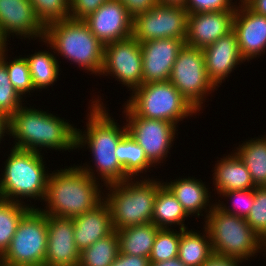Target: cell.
<instances>
[{
  "label": "cell",
  "mask_w": 266,
  "mask_h": 266,
  "mask_svg": "<svg viewBox=\"0 0 266 266\" xmlns=\"http://www.w3.org/2000/svg\"><path fill=\"white\" fill-rule=\"evenodd\" d=\"M102 184L85 173L79 164L53 170L48 177L43 201L46 206L39 209L46 215L73 219L104 201Z\"/></svg>",
  "instance_id": "3957f363"
},
{
  "label": "cell",
  "mask_w": 266,
  "mask_h": 266,
  "mask_svg": "<svg viewBox=\"0 0 266 266\" xmlns=\"http://www.w3.org/2000/svg\"><path fill=\"white\" fill-rule=\"evenodd\" d=\"M142 53L133 37L104 45L103 67L99 77L111 76L130 92L142 85Z\"/></svg>",
  "instance_id": "4fadbf2b"
},
{
  "label": "cell",
  "mask_w": 266,
  "mask_h": 266,
  "mask_svg": "<svg viewBox=\"0 0 266 266\" xmlns=\"http://www.w3.org/2000/svg\"><path fill=\"white\" fill-rule=\"evenodd\" d=\"M245 220L266 243V186L254 189V204Z\"/></svg>",
  "instance_id": "8d00e7d4"
},
{
  "label": "cell",
  "mask_w": 266,
  "mask_h": 266,
  "mask_svg": "<svg viewBox=\"0 0 266 266\" xmlns=\"http://www.w3.org/2000/svg\"><path fill=\"white\" fill-rule=\"evenodd\" d=\"M232 1L233 0H186L184 8L187 10L188 14L213 11H235L238 6V0Z\"/></svg>",
  "instance_id": "74e56055"
},
{
  "label": "cell",
  "mask_w": 266,
  "mask_h": 266,
  "mask_svg": "<svg viewBox=\"0 0 266 266\" xmlns=\"http://www.w3.org/2000/svg\"><path fill=\"white\" fill-rule=\"evenodd\" d=\"M181 230L178 259L185 266H203L213 255L208 230Z\"/></svg>",
  "instance_id": "4316f807"
},
{
  "label": "cell",
  "mask_w": 266,
  "mask_h": 266,
  "mask_svg": "<svg viewBox=\"0 0 266 266\" xmlns=\"http://www.w3.org/2000/svg\"><path fill=\"white\" fill-rule=\"evenodd\" d=\"M92 100L88 106L89 113L86 115V129H77L76 147L78 150L88 148V152L93 156L91 162L94 161V165L85 162L83 166H79L93 179L98 182L101 180L104 186L128 180L130 178L125 174L116 156L119 142L128 133L126 123L122 124L124 126L118 125L117 120L110 116V110L105 107L101 96L98 95L95 99L93 97Z\"/></svg>",
  "instance_id": "6da1fadb"
},
{
  "label": "cell",
  "mask_w": 266,
  "mask_h": 266,
  "mask_svg": "<svg viewBox=\"0 0 266 266\" xmlns=\"http://www.w3.org/2000/svg\"><path fill=\"white\" fill-rule=\"evenodd\" d=\"M162 229L156 234L154 245L149 255L150 263L167 261L178 257L181 229Z\"/></svg>",
  "instance_id": "d6a6232c"
},
{
  "label": "cell",
  "mask_w": 266,
  "mask_h": 266,
  "mask_svg": "<svg viewBox=\"0 0 266 266\" xmlns=\"http://www.w3.org/2000/svg\"><path fill=\"white\" fill-rule=\"evenodd\" d=\"M263 255H266V243H265V253ZM264 257H266V256H264Z\"/></svg>",
  "instance_id": "681fc988"
},
{
  "label": "cell",
  "mask_w": 266,
  "mask_h": 266,
  "mask_svg": "<svg viewBox=\"0 0 266 266\" xmlns=\"http://www.w3.org/2000/svg\"><path fill=\"white\" fill-rule=\"evenodd\" d=\"M111 266H150L149 258L119 253Z\"/></svg>",
  "instance_id": "60d3db41"
},
{
  "label": "cell",
  "mask_w": 266,
  "mask_h": 266,
  "mask_svg": "<svg viewBox=\"0 0 266 266\" xmlns=\"http://www.w3.org/2000/svg\"><path fill=\"white\" fill-rule=\"evenodd\" d=\"M154 178L141 180L136 177L105 186L104 202L110 211L114 230L152 222L157 190L163 183Z\"/></svg>",
  "instance_id": "277c9868"
},
{
  "label": "cell",
  "mask_w": 266,
  "mask_h": 266,
  "mask_svg": "<svg viewBox=\"0 0 266 266\" xmlns=\"http://www.w3.org/2000/svg\"><path fill=\"white\" fill-rule=\"evenodd\" d=\"M159 229L151 222L116 230L119 253L149 258Z\"/></svg>",
  "instance_id": "484cf974"
},
{
  "label": "cell",
  "mask_w": 266,
  "mask_h": 266,
  "mask_svg": "<svg viewBox=\"0 0 266 266\" xmlns=\"http://www.w3.org/2000/svg\"><path fill=\"white\" fill-rule=\"evenodd\" d=\"M8 46L0 37V54H1V51L6 47Z\"/></svg>",
  "instance_id": "7dc6e473"
},
{
  "label": "cell",
  "mask_w": 266,
  "mask_h": 266,
  "mask_svg": "<svg viewBox=\"0 0 266 266\" xmlns=\"http://www.w3.org/2000/svg\"><path fill=\"white\" fill-rule=\"evenodd\" d=\"M109 0H70V18L83 20Z\"/></svg>",
  "instance_id": "f35d334b"
},
{
  "label": "cell",
  "mask_w": 266,
  "mask_h": 266,
  "mask_svg": "<svg viewBox=\"0 0 266 266\" xmlns=\"http://www.w3.org/2000/svg\"><path fill=\"white\" fill-rule=\"evenodd\" d=\"M235 11L188 14L185 44L203 49L233 30Z\"/></svg>",
  "instance_id": "d6986e66"
},
{
  "label": "cell",
  "mask_w": 266,
  "mask_h": 266,
  "mask_svg": "<svg viewBox=\"0 0 266 266\" xmlns=\"http://www.w3.org/2000/svg\"><path fill=\"white\" fill-rule=\"evenodd\" d=\"M187 217L189 216L177 198L162 183L157 190L152 223L162 229H173L179 226V229L185 230L189 229L185 224Z\"/></svg>",
  "instance_id": "d4e9b609"
},
{
  "label": "cell",
  "mask_w": 266,
  "mask_h": 266,
  "mask_svg": "<svg viewBox=\"0 0 266 266\" xmlns=\"http://www.w3.org/2000/svg\"><path fill=\"white\" fill-rule=\"evenodd\" d=\"M83 21L103 45L132 36L133 18L119 0L104 2Z\"/></svg>",
  "instance_id": "9a60e30c"
},
{
  "label": "cell",
  "mask_w": 266,
  "mask_h": 266,
  "mask_svg": "<svg viewBox=\"0 0 266 266\" xmlns=\"http://www.w3.org/2000/svg\"><path fill=\"white\" fill-rule=\"evenodd\" d=\"M247 1H248V0H239L238 3H243V4H245Z\"/></svg>",
  "instance_id": "c3c4849f"
},
{
  "label": "cell",
  "mask_w": 266,
  "mask_h": 266,
  "mask_svg": "<svg viewBox=\"0 0 266 266\" xmlns=\"http://www.w3.org/2000/svg\"><path fill=\"white\" fill-rule=\"evenodd\" d=\"M119 254L116 230L80 252L79 266H111Z\"/></svg>",
  "instance_id": "4dcf8cb0"
},
{
  "label": "cell",
  "mask_w": 266,
  "mask_h": 266,
  "mask_svg": "<svg viewBox=\"0 0 266 266\" xmlns=\"http://www.w3.org/2000/svg\"><path fill=\"white\" fill-rule=\"evenodd\" d=\"M48 228L46 214L31 208L21 219L0 266H45Z\"/></svg>",
  "instance_id": "9c48e42d"
},
{
  "label": "cell",
  "mask_w": 266,
  "mask_h": 266,
  "mask_svg": "<svg viewBox=\"0 0 266 266\" xmlns=\"http://www.w3.org/2000/svg\"><path fill=\"white\" fill-rule=\"evenodd\" d=\"M45 28L30 0H0V37L7 45L11 36L30 41L44 39Z\"/></svg>",
  "instance_id": "5bb4252c"
},
{
  "label": "cell",
  "mask_w": 266,
  "mask_h": 266,
  "mask_svg": "<svg viewBox=\"0 0 266 266\" xmlns=\"http://www.w3.org/2000/svg\"><path fill=\"white\" fill-rule=\"evenodd\" d=\"M233 31L245 62L265 54L266 16L252 11L246 4L238 3L233 18Z\"/></svg>",
  "instance_id": "e0dca14e"
},
{
  "label": "cell",
  "mask_w": 266,
  "mask_h": 266,
  "mask_svg": "<svg viewBox=\"0 0 266 266\" xmlns=\"http://www.w3.org/2000/svg\"><path fill=\"white\" fill-rule=\"evenodd\" d=\"M163 184L177 198L189 217H192V215L197 218L204 216V220L215 205V202H210V200H213L211 199L212 192L209 191L208 185H205L201 178L196 179L193 176L188 178L179 177L178 179L170 180V182H163ZM203 211L206 215H203Z\"/></svg>",
  "instance_id": "44dd1931"
},
{
  "label": "cell",
  "mask_w": 266,
  "mask_h": 266,
  "mask_svg": "<svg viewBox=\"0 0 266 266\" xmlns=\"http://www.w3.org/2000/svg\"><path fill=\"white\" fill-rule=\"evenodd\" d=\"M127 9L129 15L134 18L135 16L145 13L154 8L157 0H119Z\"/></svg>",
  "instance_id": "ab89813d"
},
{
  "label": "cell",
  "mask_w": 266,
  "mask_h": 266,
  "mask_svg": "<svg viewBox=\"0 0 266 266\" xmlns=\"http://www.w3.org/2000/svg\"><path fill=\"white\" fill-rule=\"evenodd\" d=\"M0 178V198L26 204L24 199L43 202L50 171L44 156L35 151L10 148ZM22 199V200H21Z\"/></svg>",
  "instance_id": "5b68a950"
},
{
  "label": "cell",
  "mask_w": 266,
  "mask_h": 266,
  "mask_svg": "<svg viewBox=\"0 0 266 266\" xmlns=\"http://www.w3.org/2000/svg\"><path fill=\"white\" fill-rule=\"evenodd\" d=\"M7 51L9 50H8V47L6 46L1 51L0 59L5 64L10 83L13 85L14 89L18 92V94L22 98L28 97L26 96L28 92H29V95H32L30 93H33L36 90L34 89V86L31 80L28 61L26 60L25 56L23 57L22 55H20L19 57L15 56L16 58H13V60L12 59L8 60L9 57H7L8 56Z\"/></svg>",
  "instance_id": "1f68e13d"
},
{
  "label": "cell",
  "mask_w": 266,
  "mask_h": 266,
  "mask_svg": "<svg viewBox=\"0 0 266 266\" xmlns=\"http://www.w3.org/2000/svg\"><path fill=\"white\" fill-rule=\"evenodd\" d=\"M116 156L123 166L125 174L130 179H135L136 176H140L141 179L149 178L146 172H150L149 168L151 169L154 166L146 158L142 147L128 133L119 142L116 148ZM143 174L146 177H143Z\"/></svg>",
  "instance_id": "f1b7e54d"
},
{
  "label": "cell",
  "mask_w": 266,
  "mask_h": 266,
  "mask_svg": "<svg viewBox=\"0 0 266 266\" xmlns=\"http://www.w3.org/2000/svg\"><path fill=\"white\" fill-rule=\"evenodd\" d=\"M24 101L10 83L5 64L0 59V112L10 118Z\"/></svg>",
  "instance_id": "d590c367"
},
{
  "label": "cell",
  "mask_w": 266,
  "mask_h": 266,
  "mask_svg": "<svg viewBox=\"0 0 266 266\" xmlns=\"http://www.w3.org/2000/svg\"><path fill=\"white\" fill-rule=\"evenodd\" d=\"M72 220L74 241L79 252L114 231L110 211L104 201L96 208L74 217Z\"/></svg>",
  "instance_id": "7402d4cb"
},
{
  "label": "cell",
  "mask_w": 266,
  "mask_h": 266,
  "mask_svg": "<svg viewBox=\"0 0 266 266\" xmlns=\"http://www.w3.org/2000/svg\"><path fill=\"white\" fill-rule=\"evenodd\" d=\"M185 41L165 38L141 42L142 84L169 81L173 65Z\"/></svg>",
  "instance_id": "2e32d148"
},
{
  "label": "cell",
  "mask_w": 266,
  "mask_h": 266,
  "mask_svg": "<svg viewBox=\"0 0 266 266\" xmlns=\"http://www.w3.org/2000/svg\"><path fill=\"white\" fill-rule=\"evenodd\" d=\"M150 266H185L178 257L169 259L167 261H161L157 263H150Z\"/></svg>",
  "instance_id": "f6af8a7d"
},
{
  "label": "cell",
  "mask_w": 266,
  "mask_h": 266,
  "mask_svg": "<svg viewBox=\"0 0 266 266\" xmlns=\"http://www.w3.org/2000/svg\"><path fill=\"white\" fill-rule=\"evenodd\" d=\"M245 4L252 11L266 16V0H248Z\"/></svg>",
  "instance_id": "7bdbcfd3"
},
{
  "label": "cell",
  "mask_w": 266,
  "mask_h": 266,
  "mask_svg": "<svg viewBox=\"0 0 266 266\" xmlns=\"http://www.w3.org/2000/svg\"><path fill=\"white\" fill-rule=\"evenodd\" d=\"M122 113L126 120L128 134L144 150L148 161L155 167L164 163L171 150L175 135H178V125L168 121L141 118L126 104ZM177 131V132H176Z\"/></svg>",
  "instance_id": "8fae6325"
},
{
  "label": "cell",
  "mask_w": 266,
  "mask_h": 266,
  "mask_svg": "<svg viewBox=\"0 0 266 266\" xmlns=\"http://www.w3.org/2000/svg\"><path fill=\"white\" fill-rule=\"evenodd\" d=\"M169 81L198 113L205 97L218 90L207 75L202 49L186 44L178 53Z\"/></svg>",
  "instance_id": "30bf717a"
},
{
  "label": "cell",
  "mask_w": 266,
  "mask_h": 266,
  "mask_svg": "<svg viewBox=\"0 0 266 266\" xmlns=\"http://www.w3.org/2000/svg\"><path fill=\"white\" fill-rule=\"evenodd\" d=\"M38 42L44 43L47 49H41L38 52L35 50L34 54L26 55L27 57L25 56V58L28 61L34 89L36 91L39 89L41 92L43 89L52 87L53 83H56L59 78L58 75H60L61 63H59L60 59H57L54 50H51L53 47L45 39H41Z\"/></svg>",
  "instance_id": "cb8c5ba5"
},
{
  "label": "cell",
  "mask_w": 266,
  "mask_h": 266,
  "mask_svg": "<svg viewBox=\"0 0 266 266\" xmlns=\"http://www.w3.org/2000/svg\"><path fill=\"white\" fill-rule=\"evenodd\" d=\"M204 222L215 255L246 262L265 252V243L243 217L225 213L214 205Z\"/></svg>",
  "instance_id": "52a82bcc"
},
{
  "label": "cell",
  "mask_w": 266,
  "mask_h": 266,
  "mask_svg": "<svg viewBox=\"0 0 266 266\" xmlns=\"http://www.w3.org/2000/svg\"><path fill=\"white\" fill-rule=\"evenodd\" d=\"M44 39L53 47L56 56L87 70L96 77L103 67L104 45L92 34L83 20L64 19L48 24ZM59 54V55H58Z\"/></svg>",
  "instance_id": "8992f818"
},
{
  "label": "cell",
  "mask_w": 266,
  "mask_h": 266,
  "mask_svg": "<svg viewBox=\"0 0 266 266\" xmlns=\"http://www.w3.org/2000/svg\"><path fill=\"white\" fill-rule=\"evenodd\" d=\"M48 239L45 266H79L80 252L74 241L73 220L46 215Z\"/></svg>",
  "instance_id": "ac0fdd59"
},
{
  "label": "cell",
  "mask_w": 266,
  "mask_h": 266,
  "mask_svg": "<svg viewBox=\"0 0 266 266\" xmlns=\"http://www.w3.org/2000/svg\"><path fill=\"white\" fill-rule=\"evenodd\" d=\"M218 197L222 199L225 198L227 201H232V204H230L232 206H227L224 201L218 200V202H215V205L219 209L225 213L246 218L254 204V189L228 191L221 193Z\"/></svg>",
  "instance_id": "e575fe53"
},
{
  "label": "cell",
  "mask_w": 266,
  "mask_h": 266,
  "mask_svg": "<svg viewBox=\"0 0 266 266\" xmlns=\"http://www.w3.org/2000/svg\"><path fill=\"white\" fill-rule=\"evenodd\" d=\"M209 79L218 88L238 65L245 62L237 42L236 33L232 30L216 42L202 49ZM223 81V82H222Z\"/></svg>",
  "instance_id": "ffe728a7"
},
{
  "label": "cell",
  "mask_w": 266,
  "mask_h": 266,
  "mask_svg": "<svg viewBox=\"0 0 266 266\" xmlns=\"http://www.w3.org/2000/svg\"><path fill=\"white\" fill-rule=\"evenodd\" d=\"M242 263L238 259L213 254L203 266H239Z\"/></svg>",
  "instance_id": "b9f144b4"
},
{
  "label": "cell",
  "mask_w": 266,
  "mask_h": 266,
  "mask_svg": "<svg viewBox=\"0 0 266 266\" xmlns=\"http://www.w3.org/2000/svg\"><path fill=\"white\" fill-rule=\"evenodd\" d=\"M9 138L13 148L41 153L47 150L75 151L77 127L67 119L51 112L25 106V103L9 118ZM49 148V149H48Z\"/></svg>",
  "instance_id": "7a4b0ae2"
},
{
  "label": "cell",
  "mask_w": 266,
  "mask_h": 266,
  "mask_svg": "<svg viewBox=\"0 0 266 266\" xmlns=\"http://www.w3.org/2000/svg\"><path fill=\"white\" fill-rule=\"evenodd\" d=\"M36 16L48 24L70 18V0H30Z\"/></svg>",
  "instance_id": "836d02e7"
},
{
  "label": "cell",
  "mask_w": 266,
  "mask_h": 266,
  "mask_svg": "<svg viewBox=\"0 0 266 266\" xmlns=\"http://www.w3.org/2000/svg\"><path fill=\"white\" fill-rule=\"evenodd\" d=\"M234 152L244 162L254 185L266 186V135L245 140Z\"/></svg>",
  "instance_id": "83f0119b"
},
{
  "label": "cell",
  "mask_w": 266,
  "mask_h": 266,
  "mask_svg": "<svg viewBox=\"0 0 266 266\" xmlns=\"http://www.w3.org/2000/svg\"><path fill=\"white\" fill-rule=\"evenodd\" d=\"M125 104L139 117L178 124L198 113L170 81L135 88Z\"/></svg>",
  "instance_id": "ba28073f"
},
{
  "label": "cell",
  "mask_w": 266,
  "mask_h": 266,
  "mask_svg": "<svg viewBox=\"0 0 266 266\" xmlns=\"http://www.w3.org/2000/svg\"><path fill=\"white\" fill-rule=\"evenodd\" d=\"M6 134L9 135V117L0 112V143L5 140L4 136H7Z\"/></svg>",
  "instance_id": "ee69618b"
},
{
  "label": "cell",
  "mask_w": 266,
  "mask_h": 266,
  "mask_svg": "<svg viewBox=\"0 0 266 266\" xmlns=\"http://www.w3.org/2000/svg\"><path fill=\"white\" fill-rule=\"evenodd\" d=\"M213 186L218 195L228 191L255 189L250 172L244 162L232 150L231 154L220 158L213 170Z\"/></svg>",
  "instance_id": "603a6c76"
},
{
  "label": "cell",
  "mask_w": 266,
  "mask_h": 266,
  "mask_svg": "<svg viewBox=\"0 0 266 266\" xmlns=\"http://www.w3.org/2000/svg\"><path fill=\"white\" fill-rule=\"evenodd\" d=\"M158 4L184 7L186 0H157Z\"/></svg>",
  "instance_id": "bcb514c9"
},
{
  "label": "cell",
  "mask_w": 266,
  "mask_h": 266,
  "mask_svg": "<svg viewBox=\"0 0 266 266\" xmlns=\"http://www.w3.org/2000/svg\"><path fill=\"white\" fill-rule=\"evenodd\" d=\"M36 207L0 198V257L8 249L22 217Z\"/></svg>",
  "instance_id": "f546056e"
},
{
  "label": "cell",
  "mask_w": 266,
  "mask_h": 266,
  "mask_svg": "<svg viewBox=\"0 0 266 266\" xmlns=\"http://www.w3.org/2000/svg\"><path fill=\"white\" fill-rule=\"evenodd\" d=\"M187 16L184 7L157 4L133 18L132 36L139 43L165 38L185 41Z\"/></svg>",
  "instance_id": "7c38bea8"
}]
</instances>
